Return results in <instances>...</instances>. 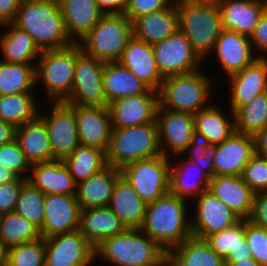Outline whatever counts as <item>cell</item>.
Returning a JSON list of instances; mask_svg holds the SVG:
<instances>
[{
  "mask_svg": "<svg viewBox=\"0 0 267 266\" xmlns=\"http://www.w3.org/2000/svg\"><path fill=\"white\" fill-rule=\"evenodd\" d=\"M13 23L28 32L41 51L74 43L69 40L58 0H21Z\"/></svg>",
  "mask_w": 267,
  "mask_h": 266,
  "instance_id": "1",
  "label": "cell"
},
{
  "mask_svg": "<svg viewBox=\"0 0 267 266\" xmlns=\"http://www.w3.org/2000/svg\"><path fill=\"white\" fill-rule=\"evenodd\" d=\"M185 210V199L169 192L147 204L140 229L168 252L192 236Z\"/></svg>",
  "mask_w": 267,
  "mask_h": 266,
  "instance_id": "2",
  "label": "cell"
},
{
  "mask_svg": "<svg viewBox=\"0 0 267 266\" xmlns=\"http://www.w3.org/2000/svg\"><path fill=\"white\" fill-rule=\"evenodd\" d=\"M179 30L203 58L213 50L223 30L216 0H185L176 3Z\"/></svg>",
  "mask_w": 267,
  "mask_h": 266,
  "instance_id": "3",
  "label": "cell"
},
{
  "mask_svg": "<svg viewBox=\"0 0 267 266\" xmlns=\"http://www.w3.org/2000/svg\"><path fill=\"white\" fill-rule=\"evenodd\" d=\"M141 229L124 232L104 239L95 247V254L117 266H162L167 252Z\"/></svg>",
  "mask_w": 267,
  "mask_h": 266,
  "instance_id": "4",
  "label": "cell"
},
{
  "mask_svg": "<svg viewBox=\"0 0 267 266\" xmlns=\"http://www.w3.org/2000/svg\"><path fill=\"white\" fill-rule=\"evenodd\" d=\"M161 153L157 122L126 128H113L107 164L121 169L124 165Z\"/></svg>",
  "mask_w": 267,
  "mask_h": 266,
  "instance_id": "5",
  "label": "cell"
},
{
  "mask_svg": "<svg viewBox=\"0 0 267 266\" xmlns=\"http://www.w3.org/2000/svg\"><path fill=\"white\" fill-rule=\"evenodd\" d=\"M132 37L133 24L124 13H105L81 40L80 47L104 63L118 62Z\"/></svg>",
  "mask_w": 267,
  "mask_h": 266,
  "instance_id": "6",
  "label": "cell"
},
{
  "mask_svg": "<svg viewBox=\"0 0 267 266\" xmlns=\"http://www.w3.org/2000/svg\"><path fill=\"white\" fill-rule=\"evenodd\" d=\"M209 81L197 70L164 77L158 91L159 107L196 114L204 109L203 104L209 93Z\"/></svg>",
  "mask_w": 267,
  "mask_h": 266,
  "instance_id": "7",
  "label": "cell"
},
{
  "mask_svg": "<svg viewBox=\"0 0 267 266\" xmlns=\"http://www.w3.org/2000/svg\"><path fill=\"white\" fill-rule=\"evenodd\" d=\"M39 57V66H35L36 81L41 78L52 99L64 102L73 87L76 42L60 49L43 50Z\"/></svg>",
  "mask_w": 267,
  "mask_h": 266,
  "instance_id": "8",
  "label": "cell"
},
{
  "mask_svg": "<svg viewBox=\"0 0 267 266\" xmlns=\"http://www.w3.org/2000/svg\"><path fill=\"white\" fill-rule=\"evenodd\" d=\"M104 66V62L85 53L76 43L73 87L64 103L77 106H107L103 85Z\"/></svg>",
  "mask_w": 267,
  "mask_h": 266,
  "instance_id": "9",
  "label": "cell"
},
{
  "mask_svg": "<svg viewBox=\"0 0 267 266\" xmlns=\"http://www.w3.org/2000/svg\"><path fill=\"white\" fill-rule=\"evenodd\" d=\"M168 156H157L124 165L121 175L148 204L169 193L170 163Z\"/></svg>",
  "mask_w": 267,
  "mask_h": 266,
  "instance_id": "10",
  "label": "cell"
},
{
  "mask_svg": "<svg viewBox=\"0 0 267 266\" xmlns=\"http://www.w3.org/2000/svg\"><path fill=\"white\" fill-rule=\"evenodd\" d=\"M158 69L163 77L196 71L202 59L179 29L165 40L152 45Z\"/></svg>",
  "mask_w": 267,
  "mask_h": 266,
  "instance_id": "11",
  "label": "cell"
},
{
  "mask_svg": "<svg viewBox=\"0 0 267 266\" xmlns=\"http://www.w3.org/2000/svg\"><path fill=\"white\" fill-rule=\"evenodd\" d=\"M44 244L45 266H87L96 255L79 229L45 238Z\"/></svg>",
  "mask_w": 267,
  "mask_h": 266,
  "instance_id": "12",
  "label": "cell"
},
{
  "mask_svg": "<svg viewBox=\"0 0 267 266\" xmlns=\"http://www.w3.org/2000/svg\"><path fill=\"white\" fill-rule=\"evenodd\" d=\"M50 117L44 120L50 139L53 156L63 160L79 145L76 110L64 102H55Z\"/></svg>",
  "mask_w": 267,
  "mask_h": 266,
  "instance_id": "13",
  "label": "cell"
},
{
  "mask_svg": "<svg viewBox=\"0 0 267 266\" xmlns=\"http://www.w3.org/2000/svg\"><path fill=\"white\" fill-rule=\"evenodd\" d=\"M196 220L191 224L192 236L206 239L209 235L220 232L237 223L240 218L218 197L209 190L198 198Z\"/></svg>",
  "mask_w": 267,
  "mask_h": 266,
  "instance_id": "14",
  "label": "cell"
},
{
  "mask_svg": "<svg viewBox=\"0 0 267 266\" xmlns=\"http://www.w3.org/2000/svg\"><path fill=\"white\" fill-rule=\"evenodd\" d=\"M80 206L75 195H45L42 238L79 229Z\"/></svg>",
  "mask_w": 267,
  "mask_h": 266,
  "instance_id": "15",
  "label": "cell"
},
{
  "mask_svg": "<svg viewBox=\"0 0 267 266\" xmlns=\"http://www.w3.org/2000/svg\"><path fill=\"white\" fill-rule=\"evenodd\" d=\"M76 110L79 144L107 152L112 121L108 106H77Z\"/></svg>",
  "mask_w": 267,
  "mask_h": 266,
  "instance_id": "16",
  "label": "cell"
},
{
  "mask_svg": "<svg viewBox=\"0 0 267 266\" xmlns=\"http://www.w3.org/2000/svg\"><path fill=\"white\" fill-rule=\"evenodd\" d=\"M157 96V94L130 95L109 103L112 128H126L156 122L159 106Z\"/></svg>",
  "mask_w": 267,
  "mask_h": 266,
  "instance_id": "17",
  "label": "cell"
},
{
  "mask_svg": "<svg viewBox=\"0 0 267 266\" xmlns=\"http://www.w3.org/2000/svg\"><path fill=\"white\" fill-rule=\"evenodd\" d=\"M162 111L164 112L163 116ZM156 122L158 125L160 150L164 156H168L167 150L162 148L164 147L162 145L164 141H167L168 147L174 153L181 154L187 151L194 131V114L174 110L165 112L164 108L158 106Z\"/></svg>",
  "mask_w": 267,
  "mask_h": 266,
  "instance_id": "18",
  "label": "cell"
},
{
  "mask_svg": "<svg viewBox=\"0 0 267 266\" xmlns=\"http://www.w3.org/2000/svg\"><path fill=\"white\" fill-rule=\"evenodd\" d=\"M118 62L128 68L151 90L159 91L164 77L158 69L151 44L133 36Z\"/></svg>",
  "mask_w": 267,
  "mask_h": 266,
  "instance_id": "19",
  "label": "cell"
},
{
  "mask_svg": "<svg viewBox=\"0 0 267 266\" xmlns=\"http://www.w3.org/2000/svg\"><path fill=\"white\" fill-rule=\"evenodd\" d=\"M255 154L253 136L234 132L217 145L214 157V176H242L244 167Z\"/></svg>",
  "mask_w": 267,
  "mask_h": 266,
  "instance_id": "20",
  "label": "cell"
},
{
  "mask_svg": "<svg viewBox=\"0 0 267 266\" xmlns=\"http://www.w3.org/2000/svg\"><path fill=\"white\" fill-rule=\"evenodd\" d=\"M208 190L223 201L240 219L250 218L256 193L242 176H213Z\"/></svg>",
  "mask_w": 267,
  "mask_h": 266,
  "instance_id": "21",
  "label": "cell"
},
{
  "mask_svg": "<svg viewBox=\"0 0 267 266\" xmlns=\"http://www.w3.org/2000/svg\"><path fill=\"white\" fill-rule=\"evenodd\" d=\"M222 27L250 37L267 9V2L260 0H216Z\"/></svg>",
  "mask_w": 267,
  "mask_h": 266,
  "instance_id": "22",
  "label": "cell"
},
{
  "mask_svg": "<svg viewBox=\"0 0 267 266\" xmlns=\"http://www.w3.org/2000/svg\"><path fill=\"white\" fill-rule=\"evenodd\" d=\"M229 77L233 83L230 103L234 115L241 106L267 92V58L258 56L253 63Z\"/></svg>",
  "mask_w": 267,
  "mask_h": 266,
  "instance_id": "23",
  "label": "cell"
},
{
  "mask_svg": "<svg viewBox=\"0 0 267 266\" xmlns=\"http://www.w3.org/2000/svg\"><path fill=\"white\" fill-rule=\"evenodd\" d=\"M250 37L223 29L216 40L215 51L228 77L240 72L257 58L253 57Z\"/></svg>",
  "mask_w": 267,
  "mask_h": 266,
  "instance_id": "24",
  "label": "cell"
},
{
  "mask_svg": "<svg viewBox=\"0 0 267 266\" xmlns=\"http://www.w3.org/2000/svg\"><path fill=\"white\" fill-rule=\"evenodd\" d=\"M108 207L119 217L126 229H140L147 203L126 178L120 175L114 184Z\"/></svg>",
  "mask_w": 267,
  "mask_h": 266,
  "instance_id": "25",
  "label": "cell"
},
{
  "mask_svg": "<svg viewBox=\"0 0 267 266\" xmlns=\"http://www.w3.org/2000/svg\"><path fill=\"white\" fill-rule=\"evenodd\" d=\"M15 139L31 165L57 160L53 156L46 124L39 115L16 127Z\"/></svg>",
  "mask_w": 267,
  "mask_h": 266,
  "instance_id": "26",
  "label": "cell"
},
{
  "mask_svg": "<svg viewBox=\"0 0 267 266\" xmlns=\"http://www.w3.org/2000/svg\"><path fill=\"white\" fill-rule=\"evenodd\" d=\"M121 175L119 168L107 165L101 171L77 184L76 199L80 209L108 206L114 184Z\"/></svg>",
  "mask_w": 267,
  "mask_h": 266,
  "instance_id": "27",
  "label": "cell"
},
{
  "mask_svg": "<svg viewBox=\"0 0 267 266\" xmlns=\"http://www.w3.org/2000/svg\"><path fill=\"white\" fill-rule=\"evenodd\" d=\"M132 24L135 38L151 45L161 42L179 29L176 2L164 9L137 17Z\"/></svg>",
  "mask_w": 267,
  "mask_h": 266,
  "instance_id": "28",
  "label": "cell"
},
{
  "mask_svg": "<svg viewBox=\"0 0 267 266\" xmlns=\"http://www.w3.org/2000/svg\"><path fill=\"white\" fill-rule=\"evenodd\" d=\"M33 177H26L33 186L37 187L44 195H76L77 183L70 175L68 168L62 160L35 163Z\"/></svg>",
  "mask_w": 267,
  "mask_h": 266,
  "instance_id": "29",
  "label": "cell"
},
{
  "mask_svg": "<svg viewBox=\"0 0 267 266\" xmlns=\"http://www.w3.org/2000/svg\"><path fill=\"white\" fill-rule=\"evenodd\" d=\"M80 232L93 246L126 230L119 217L108 207H92L80 211Z\"/></svg>",
  "mask_w": 267,
  "mask_h": 266,
  "instance_id": "30",
  "label": "cell"
},
{
  "mask_svg": "<svg viewBox=\"0 0 267 266\" xmlns=\"http://www.w3.org/2000/svg\"><path fill=\"white\" fill-rule=\"evenodd\" d=\"M66 31L83 39L105 14L96 0H58Z\"/></svg>",
  "mask_w": 267,
  "mask_h": 266,
  "instance_id": "31",
  "label": "cell"
},
{
  "mask_svg": "<svg viewBox=\"0 0 267 266\" xmlns=\"http://www.w3.org/2000/svg\"><path fill=\"white\" fill-rule=\"evenodd\" d=\"M107 106L118 98L139 94H157L119 62H107L103 69Z\"/></svg>",
  "mask_w": 267,
  "mask_h": 266,
  "instance_id": "32",
  "label": "cell"
},
{
  "mask_svg": "<svg viewBox=\"0 0 267 266\" xmlns=\"http://www.w3.org/2000/svg\"><path fill=\"white\" fill-rule=\"evenodd\" d=\"M170 266H225L220 257L205 240L191 236L167 252Z\"/></svg>",
  "mask_w": 267,
  "mask_h": 266,
  "instance_id": "33",
  "label": "cell"
},
{
  "mask_svg": "<svg viewBox=\"0 0 267 266\" xmlns=\"http://www.w3.org/2000/svg\"><path fill=\"white\" fill-rule=\"evenodd\" d=\"M10 27L9 32L5 33L1 39L2 52L5 62L30 64L33 59L41 55V50L34 43L31 35L16 26L13 22L3 25ZM37 56V57H36Z\"/></svg>",
  "mask_w": 267,
  "mask_h": 266,
  "instance_id": "34",
  "label": "cell"
},
{
  "mask_svg": "<svg viewBox=\"0 0 267 266\" xmlns=\"http://www.w3.org/2000/svg\"><path fill=\"white\" fill-rule=\"evenodd\" d=\"M62 161L77 184L108 165L104 150L80 144Z\"/></svg>",
  "mask_w": 267,
  "mask_h": 266,
  "instance_id": "35",
  "label": "cell"
},
{
  "mask_svg": "<svg viewBox=\"0 0 267 266\" xmlns=\"http://www.w3.org/2000/svg\"><path fill=\"white\" fill-rule=\"evenodd\" d=\"M228 121L217 108L205 106L194 114V130L205 135L210 144L218 145L236 131L235 123Z\"/></svg>",
  "mask_w": 267,
  "mask_h": 266,
  "instance_id": "36",
  "label": "cell"
},
{
  "mask_svg": "<svg viewBox=\"0 0 267 266\" xmlns=\"http://www.w3.org/2000/svg\"><path fill=\"white\" fill-rule=\"evenodd\" d=\"M41 238L40 229L25 217L15 212L0 215V241L7 248Z\"/></svg>",
  "mask_w": 267,
  "mask_h": 266,
  "instance_id": "37",
  "label": "cell"
},
{
  "mask_svg": "<svg viewBox=\"0 0 267 266\" xmlns=\"http://www.w3.org/2000/svg\"><path fill=\"white\" fill-rule=\"evenodd\" d=\"M32 64L0 62V95L31 93L36 82Z\"/></svg>",
  "mask_w": 267,
  "mask_h": 266,
  "instance_id": "38",
  "label": "cell"
},
{
  "mask_svg": "<svg viewBox=\"0 0 267 266\" xmlns=\"http://www.w3.org/2000/svg\"><path fill=\"white\" fill-rule=\"evenodd\" d=\"M238 133L254 136L267 125V92L241 106L233 115Z\"/></svg>",
  "mask_w": 267,
  "mask_h": 266,
  "instance_id": "39",
  "label": "cell"
},
{
  "mask_svg": "<svg viewBox=\"0 0 267 266\" xmlns=\"http://www.w3.org/2000/svg\"><path fill=\"white\" fill-rule=\"evenodd\" d=\"M31 93L0 95V119L15 128L35 119L36 104Z\"/></svg>",
  "mask_w": 267,
  "mask_h": 266,
  "instance_id": "40",
  "label": "cell"
},
{
  "mask_svg": "<svg viewBox=\"0 0 267 266\" xmlns=\"http://www.w3.org/2000/svg\"><path fill=\"white\" fill-rule=\"evenodd\" d=\"M189 163H191L190 159L184 164L187 166H184V168L181 166V164H177V166L174 168H171L170 166L169 192L183 199L186 194H195V196H199L202 192L207 191L211 180V177L207 173L202 171L203 169H201V172H199L201 175H198L199 179L197 181H190L191 178L185 179L186 177L190 176L191 171H193L192 168H194L188 167ZM198 166L200 165L198 164ZM189 168L191 169V171L189 170L188 172H185V170L187 171V169Z\"/></svg>",
  "mask_w": 267,
  "mask_h": 266,
  "instance_id": "41",
  "label": "cell"
},
{
  "mask_svg": "<svg viewBox=\"0 0 267 266\" xmlns=\"http://www.w3.org/2000/svg\"><path fill=\"white\" fill-rule=\"evenodd\" d=\"M44 203L43 192L26 180L22 184L14 212L41 229L44 221Z\"/></svg>",
  "mask_w": 267,
  "mask_h": 266,
  "instance_id": "42",
  "label": "cell"
},
{
  "mask_svg": "<svg viewBox=\"0 0 267 266\" xmlns=\"http://www.w3.org/2000/svg\"><path fill=\"white\" fill-rule=\"evenodd\" d=\"M8 266H45L44 238L8 248Z\"/></svg>",
  "mask_w": 267,
  "mask_h": 266,
  "instance_id": "43",
  "label": "cell"
},
{
  "mask_svg": "<svg viewBox=\"0 0 267 266\" xmlns=\"http://www.w3.org/2000/svg\"><path fill=\"white\" fill-rule=\"evenodd\" d=\"M244 237L245 219H240L229 228L209 235L205 240L220 257L225 259L230 251H234Z\"/></svg>",
  "mask_w": 267,
  "mask_h": 266,
  "instance_id": "44",
  "label": "cell"
},
{
  "mask_svg": "<svg viewBox=\"0 0 267 266\" xmlns=\"http://www.w3.org/2000/svg\"><path fill=\"white\" fill-rule=\"evenodd\" d=\"M245 238L252 258L260 265L267 266V229L245 219Z\"/></svg>",
  "mask_w": 267,
  "mask_h": 266,
  "instance_id": "45",
  "label": "cell"
},
{
  "mask_svg": "<svg viewBox=\"0 0 267 266\" xmlns=\"http://www.w3.org/2000/svg\"><path fill=\"white\" fill-rule=\"evenodd\" d=\"M242 177L255 193L267 191V158L254 154L245 165Z\"/></svg>",
  "mask_w": 267,
  "mask_h": 266,
  "instance_id": "46",
  "label": "cell"
},
{
  "mask_svg": "<svg viewBox=\"0 0 267 266\" xmlns=\"http://www.w3.org/2000/svg\"><path fill=\"white\" fill-rule=\"evenodd\" d=\"M0 164L9 168L18 177L31 166L16 139L0 146Z\"/></svg>",
  "mask_w": 267,
  "mask_h": 266,
  "instance_id": "47",
  "label": "cell"
},
{
  "mask_svg": "<svg viewBox=\"0 0 267 266\" xmlns=\"http://www.w3.org/2000/svg\"><path fill=\"white\" fill-rule=\"evenodd\" d=\"M17 177L15 180L0 185V215L14 212L22 184L27 178Z\"/></svg>",
  "mask_w": 267,
  "mask_h": 266,
  "instance_id": "48",
  "label": "cell"
},
{
  "mask_svg": "<svg viewBox=\"0 0 267 266\" xmlns=\"http://www.w3.org/2000/svg\"><path fill=\"white\" fill-rule=\"evenodd\" d=\"M170 0H127L124 14L133 22L137 17L168 7Z\"/></svg>",
  "mask_w": 267,
  "mask_h": 266,
  "instance_id": "49",
  "label": "cell"
},
{
  "mask_svg": "<svg viewBox=\"0 0 267 266\" xmlns=\"http://www.w3.org/2000/svg\"><path fill=\"white\" fill-rule=\"evenodd\" d=\"M250 220L253 224L267 229V191L255 194Z\"/></svg>",
  "mask_w": 267,
  "mask_h": 266,
  "instance_id": "50",
  "label": "cell"
},
{
  "mask_svg": "<svg viewBox=\"0 0 267 266\" xmlns=\"http://www.w3.org/2000/svg\"><path fill=\"white\" fill-rule=\"evenodd\" d=\"M250 40L260 49L267 51V9L260 17L258 25L250 36Z\"/></svg>",
  "mask_w": 267,
  "mask_h": 266,
  "instance_id": "51",
  "label": "cell"
},
{
  "mask_svg": "<svg viewBox=\"0 0 267 266\" xmlns=\"http://www.w3.org/2000/svg\"><path fill=\"white\" fill-rule=\"evenodd\" d=\"M21 0H0V23L14 22Z\"/></svg>",
  "mask_w": 267,
  "mask_h": 266,
  "instance_id": "52",
  "label": "cell"
},
{
  "mask_svg": "<svg viewBox=\"0 0 267 266\" xmlns=\"http://www.w3.org/2000/svg\"><path fill=\"white\" fill-rule=\"evenodd\" d=\"M210 146V143L207 139V137L203 134L198 133L197 131H193L192 133V138H191V142L189 144V146L187 147V149L192 150L191 154V161H194L197 159V157L199 155H204L207 148Z\"/></svg>",
  "mask_w": 267,
  "mask_h": 266,
  "instance_id": "53",
  "label": "cell"
},
{
  "mask_svg": "<svg viewBox=\"0 0 267 266\" xmlns=\"http://www.w3.org/2000/svg\"><path fill=\"white\" fill-rule=\"evenodd\" d=\"M217 152V145H212L207 148L204 155H199L196 160L191 161L190 165L198 163L205 168L203 171L207 173L211 178L214 176V157Z\"/></svg>",
  "mask_w": 267,
  "mask_h": 266,
  "instance_id": "54",
  "label": "cell"
},
{
  "mask_svg": "<svg viewBox=\"0 0 267 266\" xmlns=\"http://www.w3.org/2000/svg\"><path fill=\"white\" fill-rule=\"evenodd\" d=\"M248 258H252V254L247 239L244 237L234 251H230L229 255L225 258V263L240 262Z\"/></svg>",
  "mask_w": 267,
  "mask_h": 266,
  "instance_id": "55",
  "label": "cell"
},
{
  "mask_svg": "<svg viewBox=\"0 0 267 266\" xmlns=\"http://www.w3.org/2000/svg\"><path fill=\"white\" fill-rule=\"evenodd\" d=\"M104 13H124L127 0H96ZM115 7V8H114ZM106 9V10H105Z\"/></svg>",
  "mask_w": 267,
  "mask_h": 266,
  "instance_id": "56",
  "label": "cell"
},
{
  "mask_svg": "<svg viewBox=\"0 0 267 266\" xmlns=\"http://www.w3.org/2000/svg\"><path fill=\"white\" fill-rule=\"evenodd\" d=\"M255 154L267 158V125L253 136Z\"/></svg>",
  "mask_w": 267,
  "mask_h": 266,
  "instance_id": "57",
  "label": "cell"
},
{
  "mask_svg": "<svg viewBox=\"0 0 267 266\" xmlns=\"http://www.w3.org/2000/svg\"><path fill=\"white\" fill-rule=\"evenodd\" d=\"M15 127L0 119V146L15 139Z\"/></svg>",
  "mask_w": 267,
  "mask_h": 266,
  "instance_id": "58",
  "label": "cell"
},
{
  "mask_svg": "<svg viewBox=\"0 0 267 266\" xmlns=\"http://www.w3.org/2000/svg\"><path fill=\"white\" fill-rule=\"evenodd\" d=\"M18 176L6 166L0 164V185L15 180Z\"/></svg>",
  "mask_w": 267,
  "mask_h": 266,
  "instance_id": "59",
  "label": "cell"
},
{
  "mask_svg": "<svg viewBox=\"0 0 267 266\" xmlns=\"http://www.w3.org/2000/svg\"><path fill=\"white\" fill-rule=\"evenodd\" d=\"M225 266H260L253 258L243 259L240 262L225 263Z\"/></svg>",
  "mask_w": 267,
  "mask_h": 266,
  "instance_id": "60",
  "label": "cell"
},
{
  "mask_svg": "<svg viewBox=\"0 0 267 266\" xmlns=\"http://www.w3.org/2000/svg\"><path fill=\"white\" fill-rule=\"evenodd\" d=\"M8 248L0 241V266L7 265Z\"/></svg>",
  "mask_w": 267,
  "mask_h": 266,
  "instance_id": "61",
  "label": "cell"
},
{
  "mask_svg": "<svg viewBox=\"0 0 267 266\" xmlns=\"http://www.w3.org/2000/svg\"><path fill=\"white\" fill-rule=\"evenodd\" d=\"M162 266H170L169 263L166 261Z\"/></svg>",
  "mask_w": 267,
  "mask_h": 266,
  "instance_id": "62",
  "label": "cell"
}]
</instances>
